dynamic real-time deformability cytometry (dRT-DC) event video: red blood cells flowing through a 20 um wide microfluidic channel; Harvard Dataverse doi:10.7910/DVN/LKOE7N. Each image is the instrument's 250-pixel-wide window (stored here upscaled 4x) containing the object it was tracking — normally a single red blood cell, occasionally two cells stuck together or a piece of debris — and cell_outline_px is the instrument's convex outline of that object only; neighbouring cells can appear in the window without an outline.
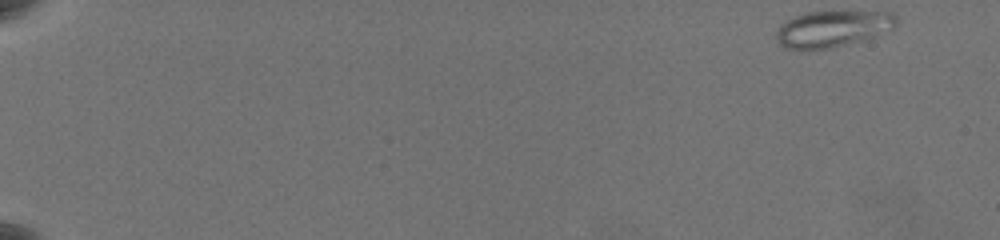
{"species": "common noctule bat (a hibernating species)", "species_latin": "Nyctalus noctula", "temperature_condition": "warm", "stored_images_in_passage": 59, "camera_frame_rate_fps": 3000, "um_per_image_px": 0.085, "animal": {"sex": "female", "body_mass_g": 19.5, "forearm_length_mm": 54.1}, "frame": {"image": 1, "passage_image": 1, "time_ms": 0.0, "image_size_px": [1000, 240], "cell_outline_px": [[896, 24], [892, 28], [864, 40], [832, 48], [784, 48], [776, 40], [776, 32], [788, 20], [796, 16], [808, 12], [892, 12], [896, 16]], "centroid_in_image_um": [70.79, 2.45], "position_along_channel_um": 14.2, "area_um2": 24.8}}
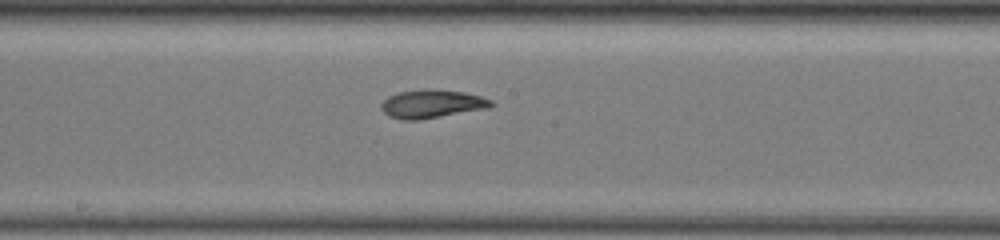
{"frame": {"image": 2, "passage_image": 34, "time_ms": 11.0, "image_size_px": [1000, 240], "cell_outline_px": [[496, 104], [488, 108], [416, 120], [400, 120], [388, 116], [380, 108], [380, 104], [388, 96], [400, 92], [424, 88], [432, 88], [464, 92], [480, 96], [492, 100]], "centroid_in_image_um": [36.69, 8.82], "position_along_channel_um": 211.5, "area_um2": 18.26}}
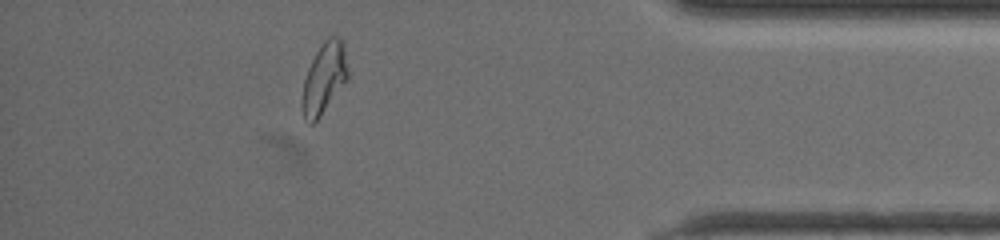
{"frame": {"image": 3, "passage_image": 53, "time_ms": 17.333, "image_size_px": [1000, 240], "cell_outline_px": [[348, 80], [320, 116], [312, 124], [308, 124], [304, 120], [300, 104], [304, 80], [308, 68], [316, 52], [324, 40], [328, 36], [340, 36], [344, 44], [348, 72]], "centroid_in_image_um": [27.54, 6.66], "position_along_channel_um": 407.7, "area_um2": 19.13}, "authors_computed_cell_mechanics": {"area_um2": 19.1896, "velocity_mm_per_s": 3.5643, "shape_relaxation_time_tau1_ms": 10.4589, "shape_relaxation_time_tau2_ms": 1.7154, "deformation_change_tau1": 0.234, "deformation_change_tau2": 0.0719}}